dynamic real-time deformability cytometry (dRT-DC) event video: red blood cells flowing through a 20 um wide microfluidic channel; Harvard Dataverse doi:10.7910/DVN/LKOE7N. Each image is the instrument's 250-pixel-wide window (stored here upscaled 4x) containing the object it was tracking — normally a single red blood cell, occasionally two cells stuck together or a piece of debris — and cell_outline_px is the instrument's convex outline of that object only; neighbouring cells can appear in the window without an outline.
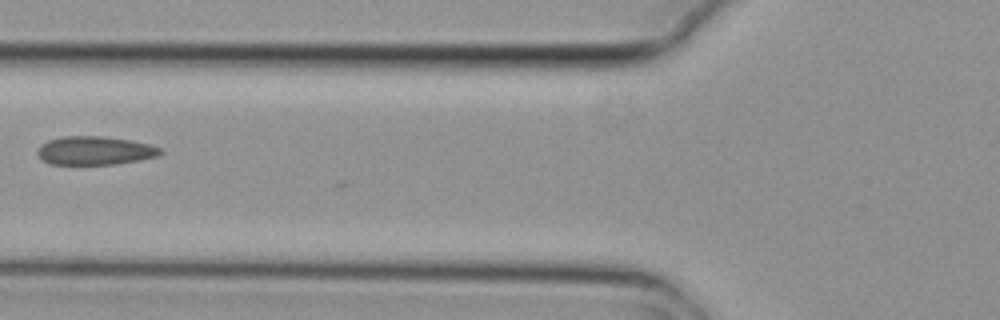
{"species": "common noctule bat (a hibernating species)", "species_latin": "Nyctalus noctula", "temperature_condition": "cold", "stored_images_in_passage": 6, "camera_frame_rate_fps": 3000, "um_per_image_px": 0.085, "animal": {"sex": "female", "body_mass_g": 29.2, "forearm_length_mm": 56.3}, "frame": {"image": 1, "passage_image": 6, "time_ms": 1.667, "image_size_px": [1000, 320], "cell_outline_px": [[164, 152], [160, 156], [140, 160], [116, 164], [48, 164], [36, 152], [40, 144], [48, 140], [64, 136], [104, 136], [128, 140], [148, 144], [164, 148]], "centroid_in_image_um": [8.1, 12.8], "position_along_channel_um": 117.7, "area_um2": 20.58}}